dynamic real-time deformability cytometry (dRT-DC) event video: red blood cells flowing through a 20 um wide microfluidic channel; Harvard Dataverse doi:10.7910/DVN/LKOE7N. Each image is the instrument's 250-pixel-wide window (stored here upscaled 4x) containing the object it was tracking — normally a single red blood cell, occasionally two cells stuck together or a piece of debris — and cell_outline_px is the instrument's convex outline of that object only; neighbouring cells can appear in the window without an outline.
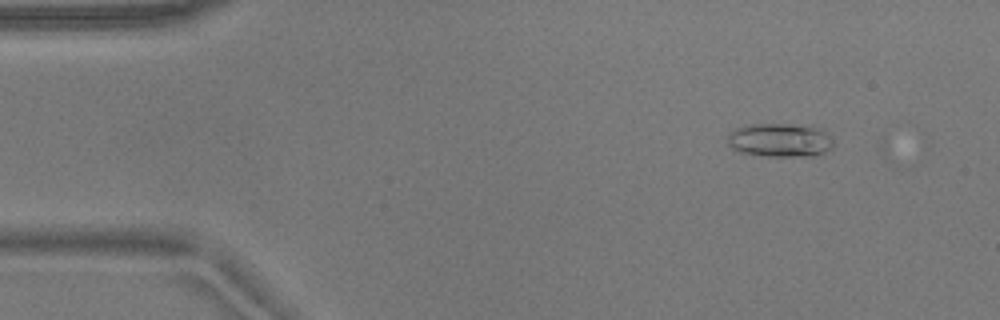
{"species": "common noctule bat (a hibernating species)", "species_latin": "Nyctalus noctula", "temperature_condition": "warm", "stored_images_in_passage": 2, "camera_frame_rate_fps": 3000, "um_per_image_px": 0.085, "animal": {"sex": "male", "body_mass_g": 17.9}, "frame": {"image": 1, "passage_image": 1, "time_ms": 0.0, "image_size_px": [1000, 320], "cell_outline_px": [[832, 148], [824, 152], [812, 156], [768, 156], [740, 152], [732, 148], [728, 144], [728, 132], [736, 128], [748, 124], [788, 124], [820, 128], [828, 132], [832, 140]], "centroid_in_image_um": [66.28, 11.9], "position_along_channel_um": 18.7, "area_um2": 20.81}}